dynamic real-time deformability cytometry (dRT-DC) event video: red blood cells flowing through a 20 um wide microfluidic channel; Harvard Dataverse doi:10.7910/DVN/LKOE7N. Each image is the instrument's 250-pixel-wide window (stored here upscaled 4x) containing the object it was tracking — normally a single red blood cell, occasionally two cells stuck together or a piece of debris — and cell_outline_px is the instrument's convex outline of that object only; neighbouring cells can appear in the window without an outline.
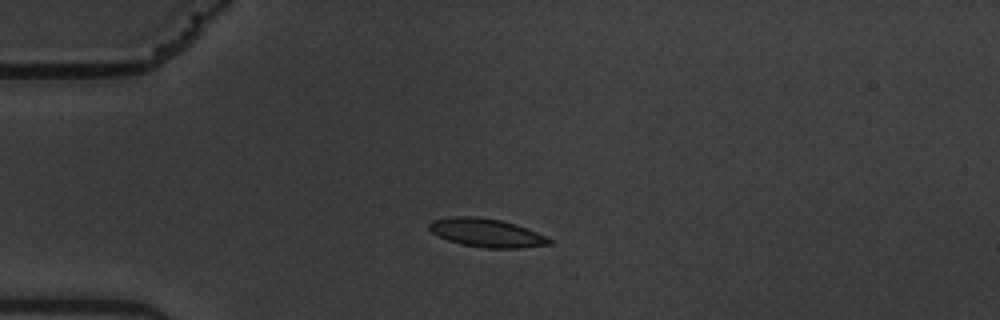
{"species": "common noctule bat (a hibernating species)", "species_latin": "Nyctalus noctula", "temperature_condition": "warm", "stored_images_in_passage": 44, "camera_frame_rate_fps": 3000, "um_per_image_px": 0.085, "animal": {"sex": "male", "body_mass_g": 19.5, "forearm_length_mm": 54.6}, "frame": {"image": 1, "passage_image": 1, "time_ms": 0.0, "image_size_px": [1000, 320], "cell_outline_px": [[552, 244], [520, 248], [488, 248], [460, 244], [448, 240], [432, 232], [428, 228], [428, 224], [432, 220], [452, 216], [476, 216], [500, 220], [516, 224], [528, 228], [548, 236], [552, 240]], "centroid_in_image_um": [41.39, 19.78], "position_along_channel_um": 43.6, "area_um2": 20.06}}
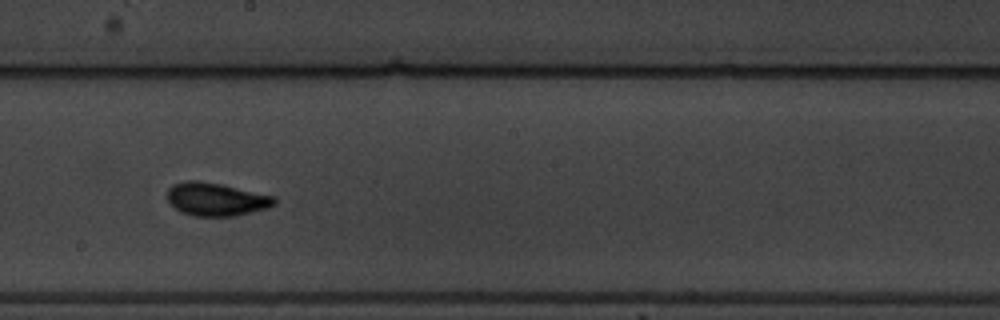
{"frame": {"image": 2, "passage_image": 19, "time_ms": 6.0, "image_size_px": [1000, 320], "cell_outline_px": [[276, 204], [268, 208], [236, 216], [192, 216], [180, 212], [168, 200], [168, 188], [172, 184], [184, 180], [200, 180], [220, 184], [276, 196]], "centroid_in_image_um": [18.38, 16.93], "position_along_channel_um": 229.8, "area_um2": 20.87}}
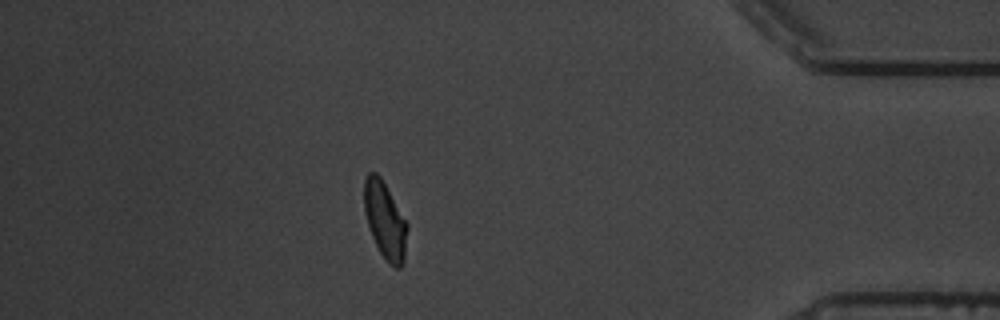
{"frame": {"image": 3, "passage_image": 37, "time_ms": 12.0, "image_size_px": [1000, 320], "cell_outline_px": [[408, 228], [404, 260], [400, 268], [396, 268], [388, 264], [380, 252], [372, 236], [364, 212], [364, 180], [368, 172], [376, 172], [380, 176], [408, 224]], "centroid_in_image_um": [32.73, 18.74], "position_along_channel_um": 402.5, "area_um2": 19.25}, "authors_computed_cell_mechanics": {"area_um2": 19.6809, "velocity_mm_per_s": 3.5164, "shape_relaxation_time_tau1_ms": 4.6052, "shape_relaxation_time_tau2_ms": 1.3488, "deformation_change_tau1": 0.1422, "deformation_change_tau2": 0.0637}}